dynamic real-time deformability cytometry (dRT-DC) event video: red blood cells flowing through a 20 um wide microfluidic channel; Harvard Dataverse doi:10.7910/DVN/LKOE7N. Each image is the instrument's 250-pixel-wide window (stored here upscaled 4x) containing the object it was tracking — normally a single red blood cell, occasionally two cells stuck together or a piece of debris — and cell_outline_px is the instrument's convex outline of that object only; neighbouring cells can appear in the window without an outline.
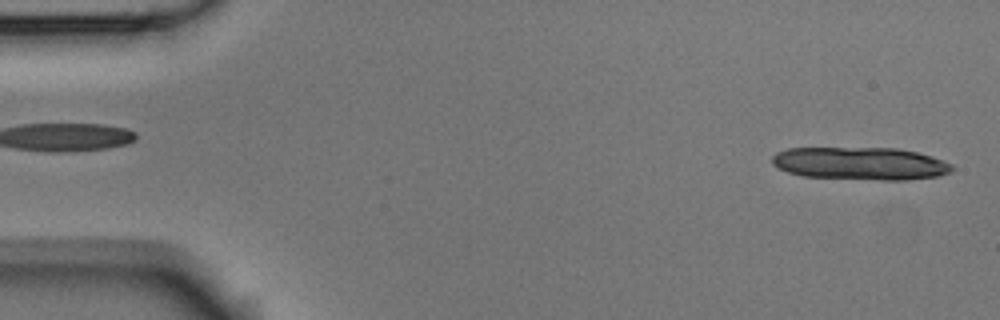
{"species": "Egyptian fruit bat (a non-hibernating species)", "species_latin": "Rousettus aegyptiacus", "temperature_condition": "room temperature", "stored_images_in_passage": 6, "segment_of_instrument_passage": [1, 2], "camera_frame_rate_fps": 3000, "um_per_image_px": 0.085, "animal": {"sex": "male"}, "frame": {"image": 1, "passage_image": 1, "time_ms": 0.0, "image_size_px": [1000, 320], "cell_outline_px": [[956, 168], [952, 172], [936, 176], [908, 180], [884, 180], [804, 176], [788, 172], [776, 168], [772, 164], [772, 156], [776, 152], [788, 148], [896, 148], [916, 152], [932, 156], [952, 164]], "centroid_in_image_um": [73.14, 13.89], "position_along_channel_um": 11.9, "area_um2": 34.45}}